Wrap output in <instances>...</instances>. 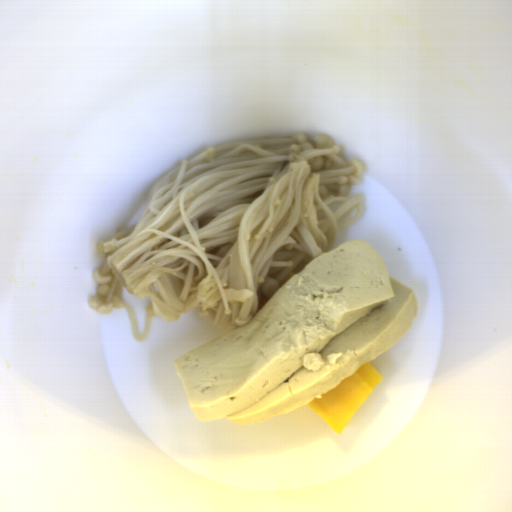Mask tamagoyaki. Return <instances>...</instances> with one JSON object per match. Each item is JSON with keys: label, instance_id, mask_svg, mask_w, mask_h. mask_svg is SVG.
<instances>
[{"label": "tamagoyaki", "instance_id": "tamagoyaki-1", "mask_svg": "<svg viewBox=\"0 0 512 512\" xmlns=\"http://www.w3.org/2000/svg\"><path fill=\"white\" fill-rule=\"evenodd\" d=\"M380 380V374L369 361L305 405L337 434H341Z\"/></svg>", "mask_w": 512, "mask_h": 512}, {"label": "tamagoyaki", "instance_id": "tamagoyaki-2", "mask_svg": "<svg viewBox=\"0 0 512 512\" xmlns=\"http://www.w3.org/2000/svg\"><path fill=\"white\" fill-rule=\"evenodd\" d=\"M297 273L295 272H290L289 274H287L286 276L283 277V279L280 281V283L278 284V290L270 297L264 295L262 293L261 295V298H260V302H259V306H258V309L256 311V313L258 311H260L266 304L267 302L290 280L292 279ZM255 313V314H256Z\"/></svg>", "mask_w": 512, "mask_h": 512}]
</instances>
